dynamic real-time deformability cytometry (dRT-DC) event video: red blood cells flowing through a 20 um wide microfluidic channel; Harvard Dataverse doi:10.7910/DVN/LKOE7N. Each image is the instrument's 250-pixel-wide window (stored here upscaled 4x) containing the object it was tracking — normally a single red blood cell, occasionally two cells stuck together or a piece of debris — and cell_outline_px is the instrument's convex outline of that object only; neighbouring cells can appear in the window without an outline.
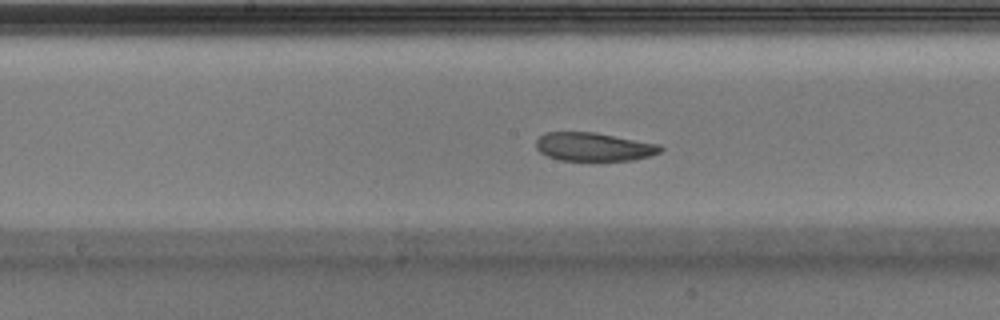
{"species": "Egyptian fruit bat (a non-hibernating species)", "species_latin": "Rousettus aegyptiacus", "temperature_condition": "warm", "stored_images_in_passage": 45, "camera_frame_rate_fps": 3000, "um_per_image_px": 0.085, "animal": {"sex": "male"}, "frame": {"image": 1, "passage_image": 20, "time_ms": 6.333, "image_size_px": [1000, 320], "cell_outline_px": [[664, 148], [660, 152], [648, 156], [632, 160], [592, 164], [560, 160], [548, 156], [540, 152], [536, 148], [536, 140], [544, 132], [596, 132], [660, 144]], "centroid_in_image_um": [50.47, 12.53], "position_along_channel_um": 197.7, "area_um2": 21.68}, "authors_computed_cell_mechanics": {"area_um2": 22.542, "velocity_mm_per_s": 3.9584, "shape_relaxation_time_tau1_ms": 7.1835, "shape_relaxation_time_tau2_ms": 9.4834, "deformation_change_tau1": 0.1646, "deformation_change_tau2": 0.1621}}